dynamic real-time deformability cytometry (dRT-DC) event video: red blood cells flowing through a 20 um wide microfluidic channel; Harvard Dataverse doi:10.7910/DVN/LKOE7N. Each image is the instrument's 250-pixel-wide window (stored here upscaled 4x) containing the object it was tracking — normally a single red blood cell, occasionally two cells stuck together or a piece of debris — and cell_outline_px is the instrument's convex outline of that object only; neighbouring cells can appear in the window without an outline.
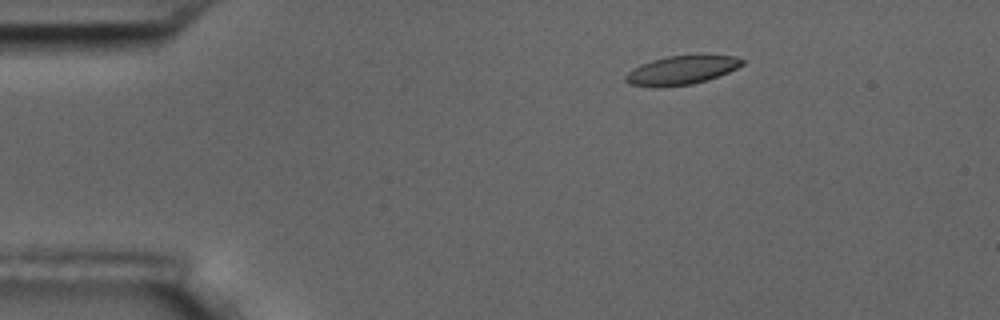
{"species": "common noctule bat (a hibernating species)", "species_latin": "Nyctalus noctula", "temperature_condition": "room temperature", "stored_images_in_passage": 5, "camera_frame_rate_fps": 3000, "um_per_image_px": 0.085, "animal": {"sex": "male", "body_mass_g": 17.5, "forearm_length_mm": 52.3}, "frame": {"image": 1, "passage_image": 3, "time_ms": 2.333, "image_size_px": [1000, 320], "cell_outline_px": [[744, 64], [728, 72], [692, 84], [628, 84], [624, 80], [624, 76], [632, 68], [640, 64], [652, 60], [668, 56], [736, 56], [744, 60]], "centroid_in_image_um": [57.94, 5.92], "position_along_channel_um": 27.1, "area_um2": 18.44}}